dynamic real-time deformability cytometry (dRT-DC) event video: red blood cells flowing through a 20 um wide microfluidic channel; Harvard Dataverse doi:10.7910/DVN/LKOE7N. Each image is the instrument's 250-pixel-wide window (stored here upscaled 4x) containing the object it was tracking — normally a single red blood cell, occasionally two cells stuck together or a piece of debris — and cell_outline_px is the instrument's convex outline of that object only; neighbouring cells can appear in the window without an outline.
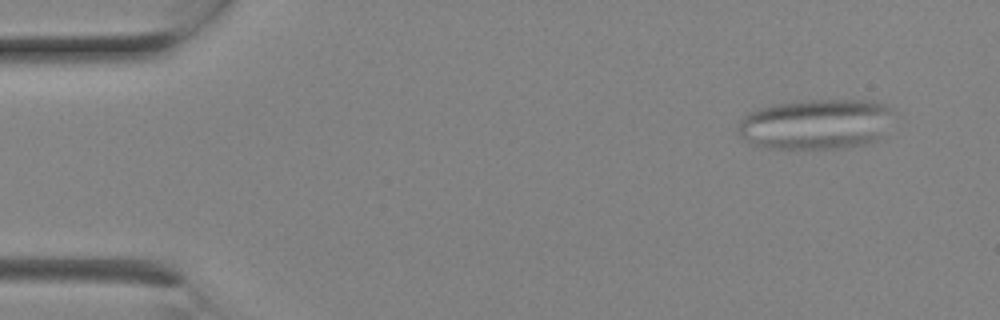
{"species": "Egyptian fruit bat (a non-hibernating species)", "species_latin": "Rousettus aegyptiacus", "temperature_condition": "room temperature", "stored_images_in_passage": 9, "camera_frame_rate_fps": 3000, "um_per_image_px": 0.085, "animal": {"sex": "female"}, "frame": {"image": 1, "passage_image": 2, "time_ms": 0.333, "image_size_px": [1000, 320], "cell_outline_px": [[888, 112], [876, 140], [868, 144], [848, 148], [768, 148], [752, 144], [744, 140], [740, 136], [740, 120], [748, 112], [772, 104], [812, 100], [872, 100], [884, 104], [888, 108]], "centroid_in_image_um": [69.24, 10.56], "position_along_channel_um": 15.8, "area_um2": 44.68}}
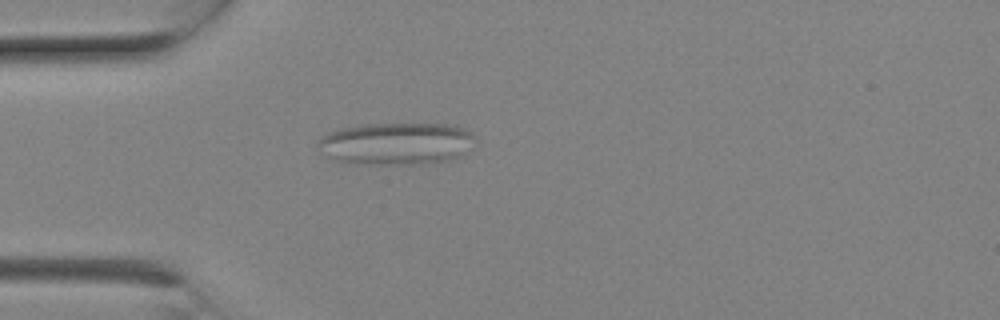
{"frame": {"image": 2, "passage_image": 6, "time_ms": 1.667, "image_size_px": [1000, 320], "cell_outline_px": [[476, 140], [464, 156], [432, 164], [344, 164], [320, 156], [316, 144], [328, 132], [344, 128], [364, 124], [456, 124], [472, 132], [476, 136]], "centroid_in_image_um": [33.69, 12.23], "position_along_channel_um": 51.3, "area_um2": 39.88}}